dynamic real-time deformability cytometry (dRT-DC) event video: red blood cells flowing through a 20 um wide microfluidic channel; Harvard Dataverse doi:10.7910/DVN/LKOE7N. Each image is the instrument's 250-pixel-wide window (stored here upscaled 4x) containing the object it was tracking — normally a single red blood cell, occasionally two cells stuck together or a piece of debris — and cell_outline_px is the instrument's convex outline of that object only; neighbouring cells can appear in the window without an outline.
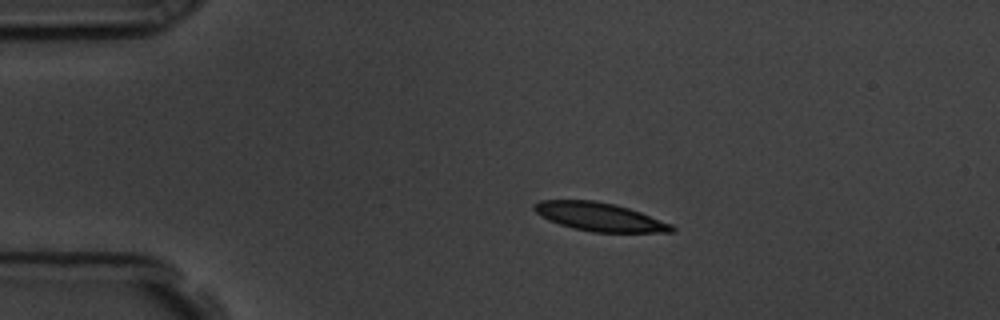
{"species": "common noctule bat (a hibernating species)", "species_latin": "Nyctalus noctula", "temperature_condition": "room temperature", "stored_images_in_passage": 46, "camera_frame_rate_fps": 3000, "um_per_image_px": 0.085, "animal": {"sex": "male", "body_mass_g": 19.5, "forearm_length_mm": 54.6}, "frame": {"image": 1, "passage_image": 1, "time_ms": 0.0, "image_size_px": [1000, 320], "cell_outline_px": [[676, 232], [592, 232], [572, 228], [548, 220], [540, 216], [532, 208], [532, 204], [540, 200], [596, 200], [616, 204], [640, 212], [672, 224], [676, 228]], "centroid_in_image_um": [50.94, 18.43], "position_along_channel_um": 34.1, "area_um2": 22.95}}
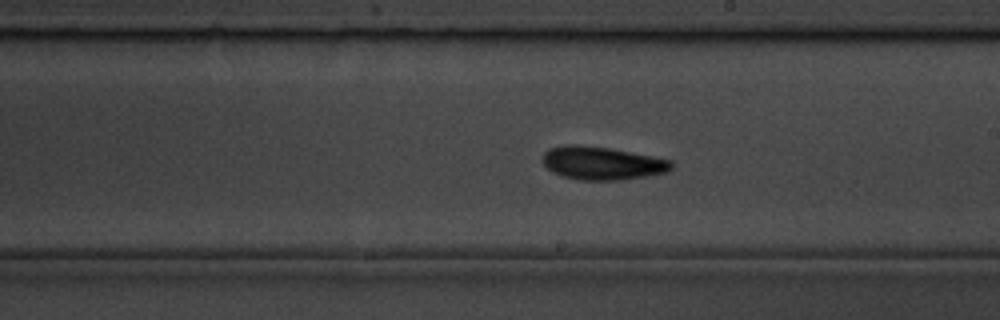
{"frame": {"image": 2, "passage_image": 22, "time_ms": 7.0, "image_size_px": [1000, 320], "cell_outline_px": [[672, 168], [668, 172], [648, 176], [620, 180], [580, 180], [560, 176], [552, 172], [544, 164], [544, 152], [548, 148], [564, 144], [572, 144], [608, 148], [652, 156], [672, 160]], "centroid_in_image_um": [51.17, 13.87], "position_along_channel_um": 237.8, "area_um2": 24.91}}
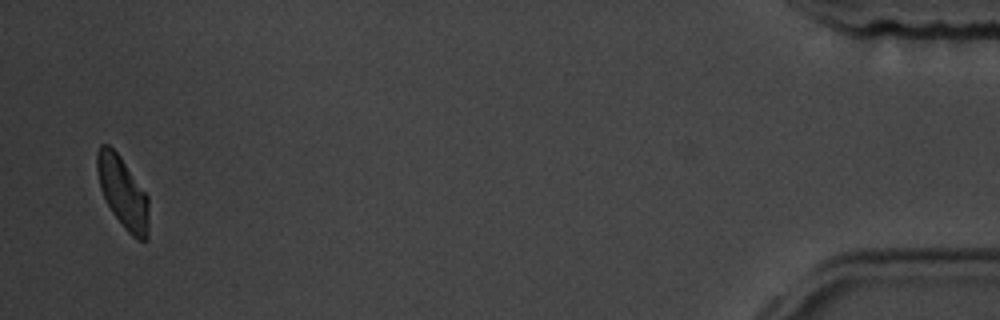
{"frame": {"image": 3, "passage_image": 45, "time_ms": 14.667, "image_size_px": [1000, 320], "cell_outline_px": [[148, 240], [140, 240], [132, 236], [124, 228], [112, 212], [100, 188], [96, 168], [96, 152], [100, 144], [108, 144], [120, 156], [148, 196]], "centroid_in_image_um": [10.43, 16.34], "position_along_channel_um": 424.8, "area_um2": 21.39}, "authors_computed_cell_mechanics": {"area_um2": 23.3512, "velocity_mm_per_s": 3.5556, "shape_relaxation_time_tau1_ms": 2.0917, "shape_relaxation_time_tau2_ms": 3.1178, "deformation_change_tau1": 0.1247, "deformation_change_tau2": 0.1074}}